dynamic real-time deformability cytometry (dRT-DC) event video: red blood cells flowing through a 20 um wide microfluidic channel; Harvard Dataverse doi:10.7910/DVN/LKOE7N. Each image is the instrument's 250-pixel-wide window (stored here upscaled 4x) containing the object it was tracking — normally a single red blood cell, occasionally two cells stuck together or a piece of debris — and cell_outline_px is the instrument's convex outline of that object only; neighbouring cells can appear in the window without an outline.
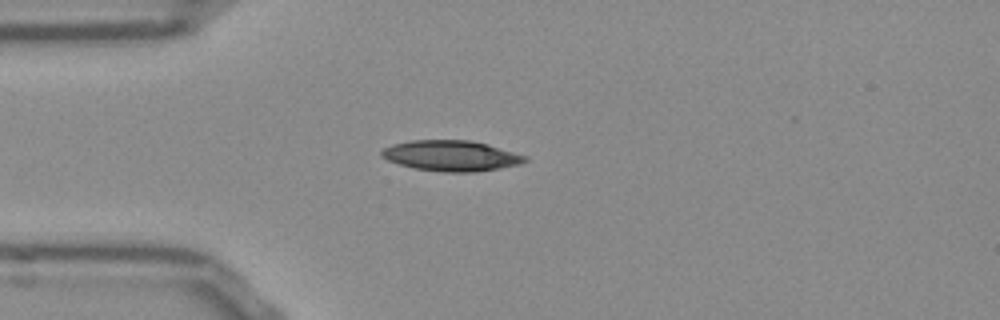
{"species": "Egyptian fruit bat (a non-hibernating species)", "species_latin": "Rousettus aegyptiacus", "temperature_condition": "room temperature", "stored_images_in_passage": 36, "camera_frame_rate_fps": 3000, "um_per_image_px": 0.085, "frame": {"image": 1, "passage_image": 1, "time_ms": 0.0, "image_size_px": [1000, 320], "cell_outline_px": [[528, 160], [520, 164], [500, 168], [476, 172], [444, 172], [412, 168], [388, 160], [380, 156], [380, 152], [384, 148], [392, 144], [412, 140], [468, 140], [488, 144], [528, 156]], "centroid_in_image_um": [38.36, 13.24], "position_along_channel_um": 46.6, "area_um2": 25.66}}
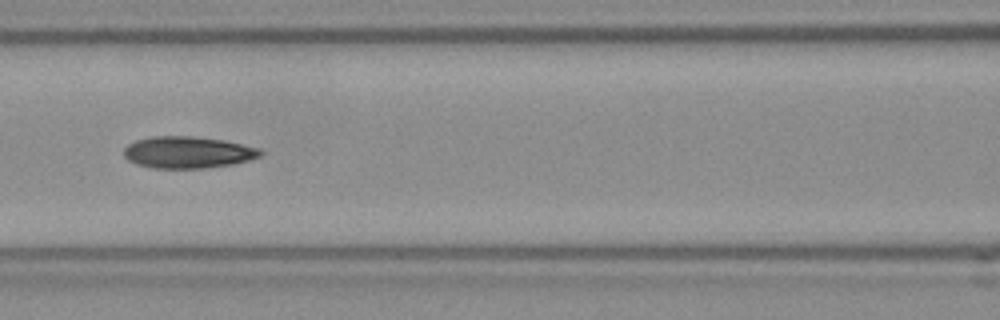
{"frame": {"image": 2, "passage_image": 10, "time_ms": 3.0, "image_size_px": [1000, 320], "cell_outline_px": [[264, 152], [260, 156], [248, 160], [232, 164], [204, 168], [152, 168], [136, 164], [128, 160], [124, 156], [124, 148], [128, 144], [136, 140], [152, 136], [192, 136], [224, 140], [260, 148]], "centroid_in_image_um": [15.95, 12.94], "position_along_channel_um": 150.6, "area_um2": 25.32}}
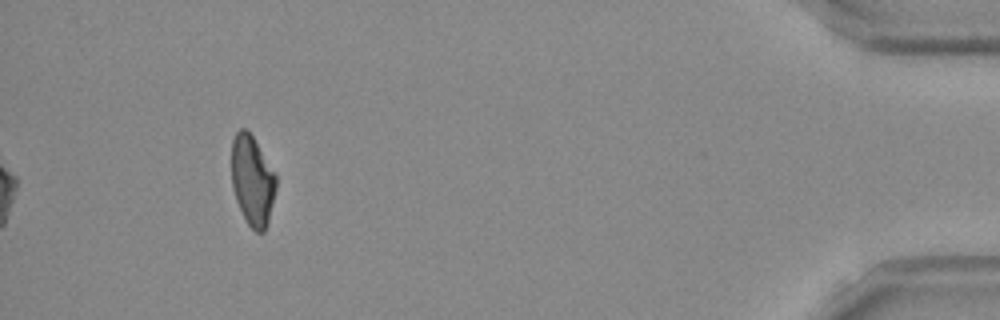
{"frame": {"image": 3, "passage_image": 36, "time_ms": 11.667, "image_size_px": [1000, 320], "cell_outline_px": [[276, 188], [268, 220], [264, 232], [256, 232], [248, 224], [236, 200], [232, 184], [232, 140], [236, 132], [240, 128], [244, 128], [252, 136], [276, 172]], "centroid_in_image_um": [21.46, 15.32], "position_along_channel_um": 413.7, "area_um2": 23.12}, "authors_computed_cell_mechanics": {"area_um2": 24.7962, "velocity_mm_per_s": 3.8454, "shape_relaxation_time_tau1_ms": 10.2232, "shape_relaxation_time_tau2_ms": 3.8762, "deformation_change_tau1": 0.2476, "deformation_change_tau2": 0.1133}}